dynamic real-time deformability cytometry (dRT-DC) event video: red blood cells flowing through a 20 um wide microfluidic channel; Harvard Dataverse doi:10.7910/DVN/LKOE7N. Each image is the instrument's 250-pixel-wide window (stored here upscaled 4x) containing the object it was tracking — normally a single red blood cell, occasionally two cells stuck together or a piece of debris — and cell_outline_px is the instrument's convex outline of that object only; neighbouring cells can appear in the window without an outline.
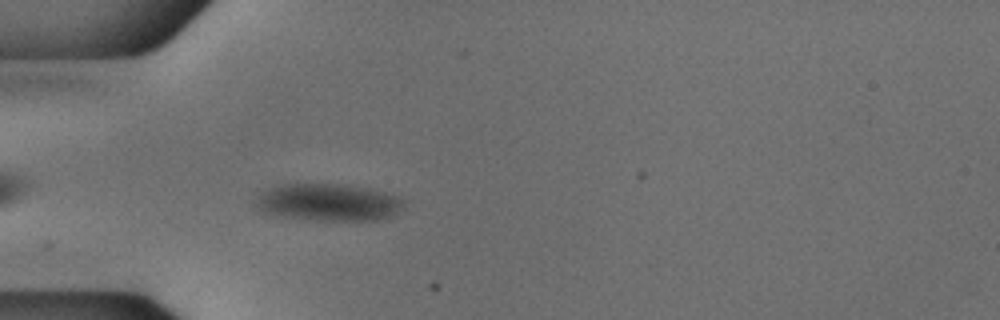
{"species": "common noctule bat (a hibernating species)", "species_latin": "Nyctalus noctula", "temperature_condition": "cold", "stored_images_in_passage": 42, "camera_frame_rate_fps": 3000, "um_per_image_px": 0.085, "animal": {"sex": "male", "body_mass_g": 18.8}, "frame": {"image": 1, "passage_image": 4, "time_ms": 1.0, "image_size_px": [1000, 320], "cell_outline_px": [[408, 200], [404, 208], [380, 220], [312, 220], [280, 216], [264, 212], [256, 204], [256, 200], [260, 192], [268, 188], [280, 184], [344, 184], [368, 188], [400, 196]], "centroid_in_image_um": [27.96, 17.19], "position_along_channel_um": 57.0, "area_um2": 32.31}}
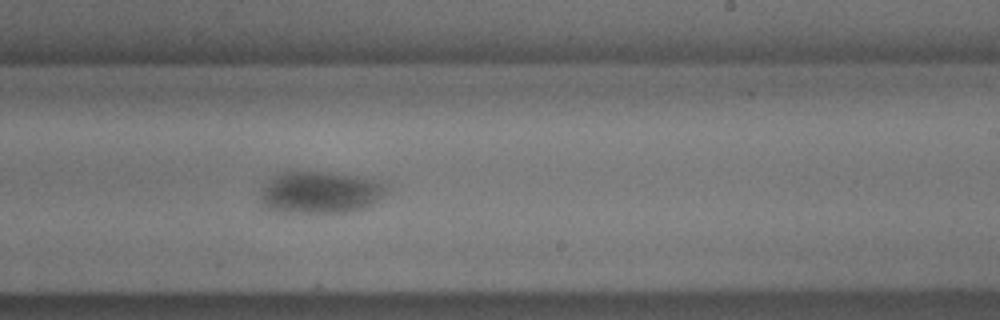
{"frame": {"image": 2, "passage_image": 21, "time_ms": 6.667, "image_size_px": [1000, 320], "cell_outline_px": [[388, 192], [380, 200], [364, 208], [344, 212], [296, 212], [260, 208], [260, 192], [268, 180], [272, 176], [280, 172], [320, 172], [356, 176], [388, 180]], "centroid_in_image_um": [27.27, 16.34], "position_along_channel_um": 261.7, "area_um2": 31.33}}
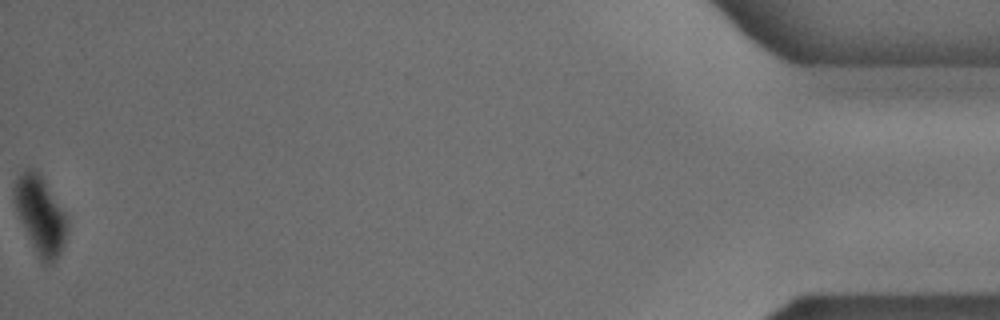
{"frame": {"image": 3, "passage_image": 42, "time_ms": 13.667, "image_size_px": [1000, 320], "cell_outline_px": [[68, 228], [64, 244], [56, 260], [52, 264], [44, 264], [40, 260], [16, 212], [12, 196], [12, 188], [16, 176], [24, 168], [36, 168], [40, 172], [68, 216]], "centroid_in_image_um": [3.42, 18.21], "position_along_channel_um": 431.8, "area_um2": 24.68}}